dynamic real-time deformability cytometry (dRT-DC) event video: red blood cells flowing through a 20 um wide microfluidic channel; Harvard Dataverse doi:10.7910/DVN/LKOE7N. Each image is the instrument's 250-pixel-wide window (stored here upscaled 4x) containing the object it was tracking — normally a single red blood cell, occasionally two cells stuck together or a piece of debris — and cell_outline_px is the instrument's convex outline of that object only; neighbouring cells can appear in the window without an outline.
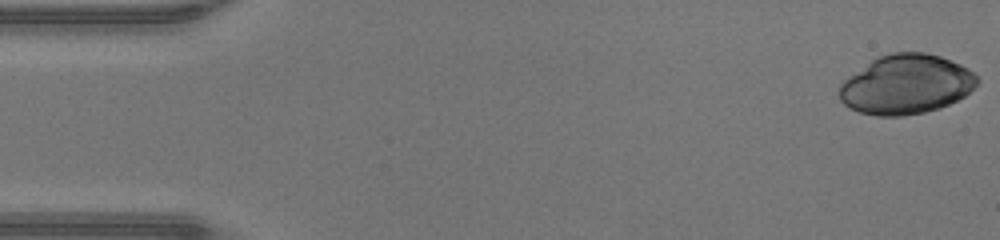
{"species": "human", "species_latin": "Homo sapiens", "temperature_condition": "warm", "stored_images_in_passage": 47, "camera_frame_rate_fps": 3000, "um_per_image_px": 0.085, "donor": {"sex": "male"}, "frame": {"image": 1, "passage_image": 1, "time_ms": 0.0, "image_size_px": [1000, 240], "cell_outline_px": [[980, 80], [964, 96], [940, 108], [924, 112], [900, 116], [876, 116], [860, 112], [848, 108], [840, 100], [840, 84], [848, 76], [872, 60], [880, 56], [892, 52], [924, 52], [940, 56], [960, 64], [968, 68]], "centroid_in_image_um": [77.0, 7.18], "position_along_channel_um": 8.0, "area_um2": 47.57}}
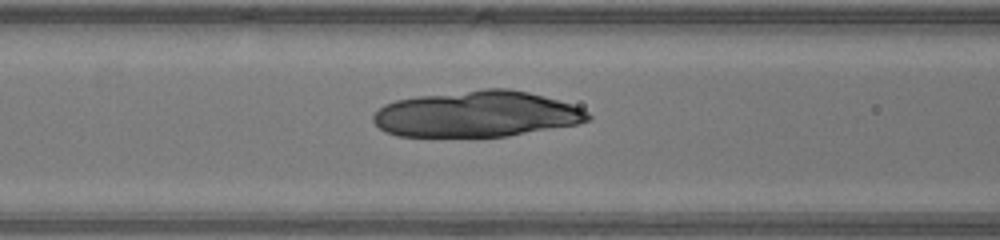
{"frame": {"image": 2, "passage_image": 19, "time_ms": 6.0, "image_size_px": [1000, 240], "cell_outline_px": [[592, 116], [588, 120], [576, 124], [508, 136], [396, 136], [384, 132], [372, 120], [372, 116], [384, 104], [396, 100], [416, 96], [484, 88], [508, 88], [528, 92], [572, 104], [588, 112]], "centroid_in_image_um": [40.49, 9.69], "position_along_channel_um": 126.1, "area_um2": 57.51}}
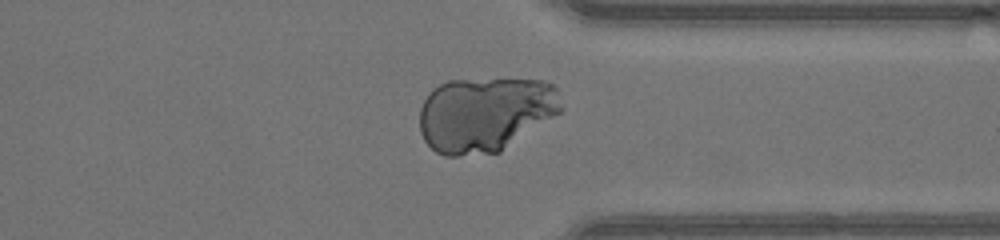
{"frame": {"image": 3, "passage_image": 36, "time_ms": 11.667, "image_size_px": [1000, 240], "cell_outline_px": [[564, 112], [500, 152], [460, 156], [444, 156], [436, 152], [424, 140], [420, 132], [420, 108], [428, 92], [432, 88], [448, 80], [544, 80], [552, 84], [556, 88], [564, 108]], "centroid_in_image_um": [41.27, 9.72], "position_along_channel_um": 370.1, "area_um2": 62.6}}